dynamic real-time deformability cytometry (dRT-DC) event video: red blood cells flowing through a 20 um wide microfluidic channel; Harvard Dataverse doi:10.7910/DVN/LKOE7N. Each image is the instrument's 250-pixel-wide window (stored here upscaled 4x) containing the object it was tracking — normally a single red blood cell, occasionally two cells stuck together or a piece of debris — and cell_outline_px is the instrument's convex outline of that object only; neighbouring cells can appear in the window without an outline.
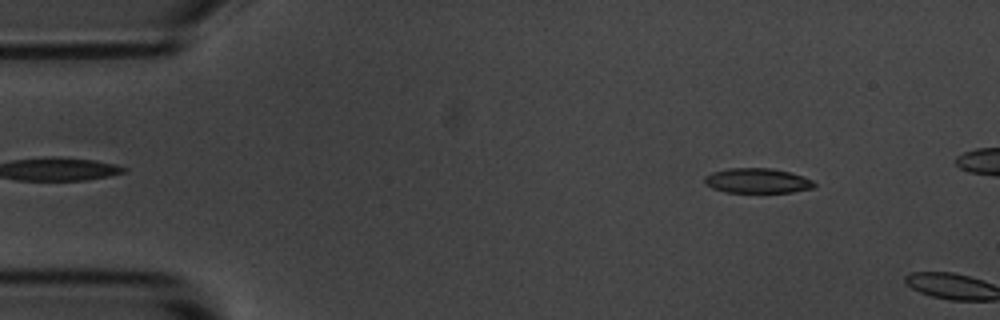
{"species": "common noctule bat (a hibernating species)", "species_latin": "Nyctalus noctula", "temperature_condition": "room temperature", "stored_images_in_passage": 2, "camera_frame_rate_fps": 3000, "um_per_image_px": 0.085, "animal": {"sex": "male", "body_mass_g": 20.1, "forearm_length_mm": 53.5}, "frame": {"image": 1, "passage_image": 1, "time_ms": 0.0, "image_size_px": [1000, 320], "cell_outline_px": [[816, 184], [812, 188], [792, 192], [724, 192], [712, 188], [704, 184], [704, 176], [712, 172], [728, 168], [772, 168], [804, 176], [812, 180]], "centroid_in_image_um": [64.34, 15.36], "position_along_channel_um": 20.7, "area_um2": 15.95}}